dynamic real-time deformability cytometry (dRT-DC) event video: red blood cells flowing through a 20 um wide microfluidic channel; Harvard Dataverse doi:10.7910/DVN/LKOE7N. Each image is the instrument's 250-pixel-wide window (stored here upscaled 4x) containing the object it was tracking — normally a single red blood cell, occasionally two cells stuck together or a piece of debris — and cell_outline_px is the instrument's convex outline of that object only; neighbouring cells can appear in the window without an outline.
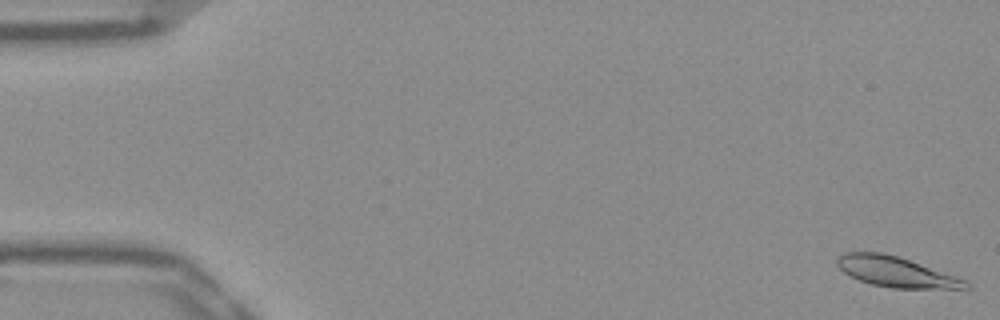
{"species": "Egyptian fruit bat (a non-hibernating species)", "species_latin": "Rousettus aegyptiacus", "temperature_condition": "warm", "stored_images_in_passage": 52, "camera_frame_rate_fps": 3000, "um_per_image_px": 0.085, "frame": {"image": 1, "passage_image": 1, "time_ms": 0.0, "image_size_px": [1000, 320], "cell_outline_px": [[972, 288], [892, 288], [872, 284], [860, 280], [844, 272], [836, 264], [836, 256], [844, 252], [884, 252], [900, 256], [964, 280], [972, 284]], "centroid_in_image_um": [76.11, 23.09], "position_along_channel_um": 8.9, "area_um2": 22.54}}
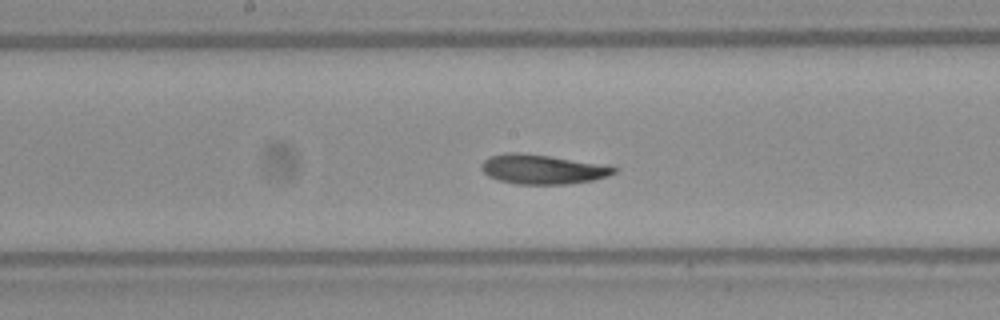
{"frame": {"image": 2, "passage_image": 27, "time_ms": 8.667, "image_size_px": [1000, 320], "cell_outline_px": [[616, 172], [608, 176], [592, 180], [568, 184], [516, 184], [500, 180], [488, 176], [480, 168], [480, 164], [488, 156], [508, 152], [520, 152], [548, 156], [596, 164], [616, 168]], "centroid_in_image_um": [46.01, 14.39], "position_along_channel_um": 202.2, "area_um2": 22.43}}
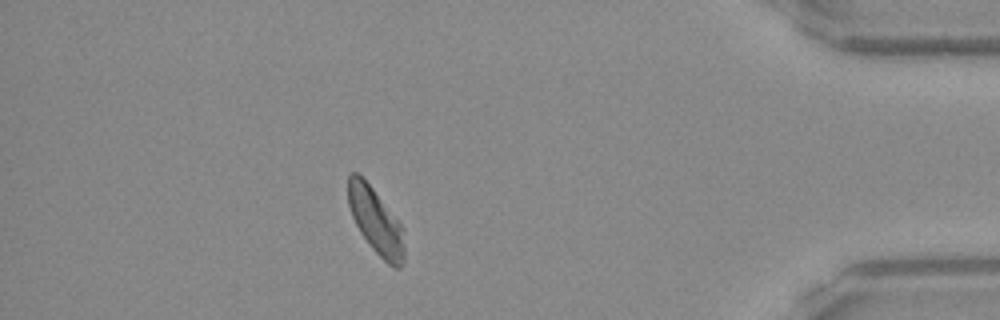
{"frame": {"image": 3, "passage_image": 46, "time_ms": 15.0, "image_size_px": [1000, 320], "cell_outline_px": [[404, 260], [400, 268], [396, 268], [388, 264], [372, 248], [360, 232], [352, 216], [348, 204], [348, 176], [352, 172], [356, 172], [372, 188], [404, 228]], "centroid_in_image_um": [31.95, 18.82], "position_along_channel_um": 403.2, "area_um2": 21.27}, "authors_computed_cell_mechanics": {"area_um2": 22.7154, "velocity_mm_per_s": 3.8861, "shape_relaxation_time_tau1_ms": 3.629, "shape_relaxation_time_tau2_ms": 2.9468, "deformation_change_tau1": 0.146, "deformation_change_tau2": 0.0971}}